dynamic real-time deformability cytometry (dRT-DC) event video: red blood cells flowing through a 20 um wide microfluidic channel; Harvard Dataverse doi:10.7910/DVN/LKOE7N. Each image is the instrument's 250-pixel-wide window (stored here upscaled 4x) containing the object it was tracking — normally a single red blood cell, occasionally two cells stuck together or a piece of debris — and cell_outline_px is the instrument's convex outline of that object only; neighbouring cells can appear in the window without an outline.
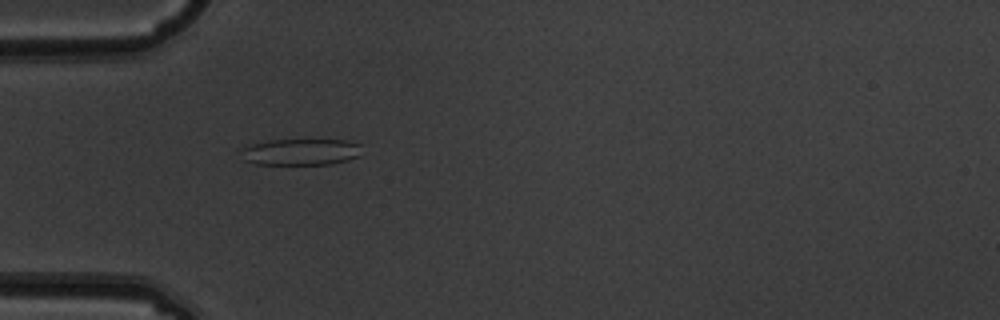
{"species": "common noctule bat (a hibernating species)", "species_latin": "Nyctalus noctula", "temperature_condition": "warm", "stored_images_in_passage": 5, "camera_frame_rate_fps": 3000, "um_per_image_px": 0.085, "animal": {"sex": "male", "body_mass_g": 19.5, "forearm_length_mm": 54.6}, "frame": {"image": 1, "passage_image": 4, "time_ms": 1.0, "image_size_px": [1000, 320], "cell_outline_px": [[360, 144], [356, 156], [348, 160], [332, 164], [256, 164], [244, 160], [240, 148], [252, 144], [268, 140], [344, 140]], "centroid_in_image_um": [25.5, 12.91], "position_along_channel_um": 59.5, "area_um2": 18.38}}
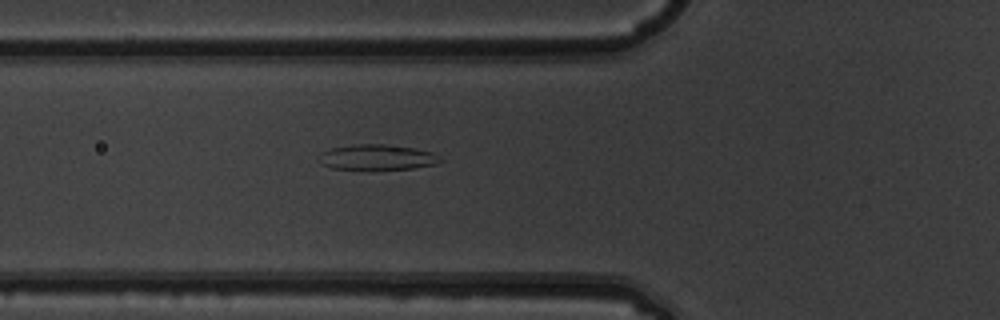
{"frame": {"image": 2, "passage_image": 5, "time_ms": 1.333, "image_size_px": [1000, 320], "cell_outline_px": [[444, 160], [436, 164], [412, 168], [372, 172], [332, 168], [320, 164], [316, 160], [320, 152], [332, 148], [352, 144], [388, 144], [416, 148], [432, 152], [440, 156]], "centroid_in_image_um": [32.01, 13.4], "position_along_channel_um": 93.8, "area_um2": 19.07}}